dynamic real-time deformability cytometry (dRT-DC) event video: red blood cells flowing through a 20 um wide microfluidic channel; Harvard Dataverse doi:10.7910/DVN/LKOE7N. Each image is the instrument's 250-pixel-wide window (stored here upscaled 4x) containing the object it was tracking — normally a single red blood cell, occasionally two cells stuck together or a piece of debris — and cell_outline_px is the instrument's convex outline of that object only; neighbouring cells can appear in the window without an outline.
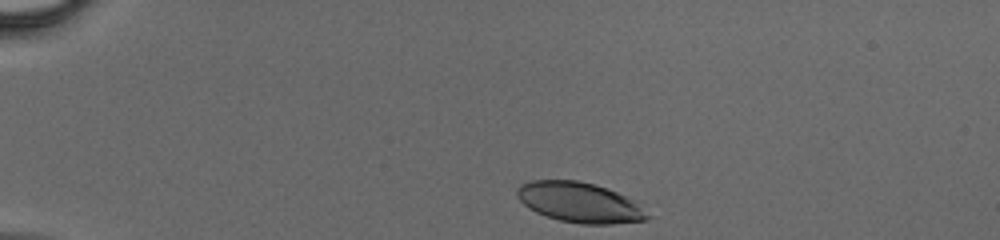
{"species": "human", "species_latin": "Homo sapiens", "temperature_condition": "cold", "stored_images_in_passage": 34, "camera_frame_rate_fps": 3000, "um_per_image_px": 0.085, "donor": {"sex": "male"}, "frame": {"image": 1, "passage_image": 1, "time_ms": 0.0, "image_size_px": [1000, 240], "cell_outline_px": [[652, 216], [648, 220], [612, 224], [580, 224], [560, 220], [536, 212], [528, 208], [516, 196], [516, 188], [520, 184], [532, 180], [576, 180], [596, 184], [608, 188], [636, 200]], "centroid_in_image_um": [49.31, 17.2], "position_along_channel_um": 35.7, "area_um2": 30.92}}
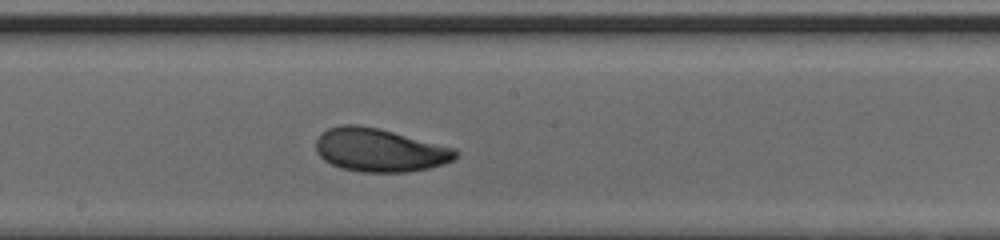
{"frame": {"image": 2, "passage_image": 18, "time_ms": 5.667, "image_size_px": [1000, 240], "cell_outline_px": [[456, 156], [452, 160], [444, 164], [428, 168], [408, 172], [360, 172], [340, 168], [324, 160], [316, 152], [316, 140], [320, 132], [328, 128], [340, 124], [356, 124], [380, 128], [456, 148]], "centroid_in_image_um": [32.23, 12.74], "position_along_channel_um": 216.0, "area_um2": 35.55}}
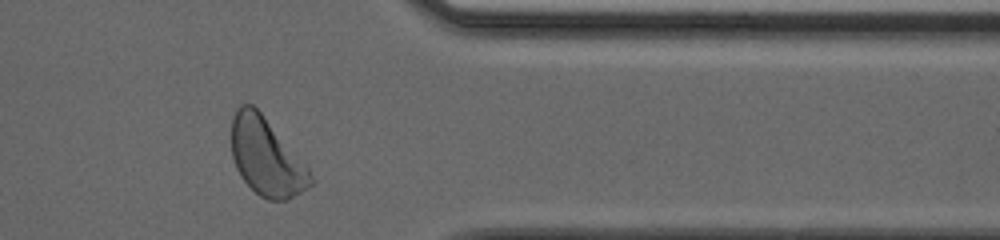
{"frame": {"image": 3, "passage_image": 30, "time_ms": 9.667, "image_size_px": [1000, 240], "cell_outline_px": [[316, 184], [284, 200], [268, 200], [260, 196], [240, 176], [236, 168], [232, 156], [232, 116], [236, 108], [240, 104], [252, 104], [260, 112], [308, 164]], "centroid_in_image_um": [22.68, 13.34], "position_along_channel_um": 388.7, "area_um2": 36.01}}